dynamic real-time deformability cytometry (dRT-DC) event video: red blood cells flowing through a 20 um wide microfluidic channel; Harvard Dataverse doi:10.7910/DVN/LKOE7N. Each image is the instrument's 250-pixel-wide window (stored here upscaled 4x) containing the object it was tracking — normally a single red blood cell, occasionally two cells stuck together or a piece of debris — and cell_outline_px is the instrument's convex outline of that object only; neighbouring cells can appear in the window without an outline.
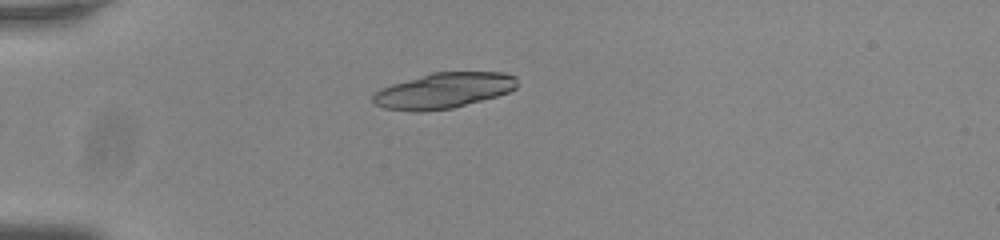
{"species": "common noctule bat (a hibernating species)", "species_latin": "Nyctalus noctula", "temperature_condition": "room temperature", "stored_images_in_passage": 30, "camera_frame_rate_fps": 3000, "um_per_image_px": 0.085, "animal": {"sex": "male", "body_mass_g": 20.0, "forearm_length_mm": 53.3}, "frame": {"image": 1, "passage_image": 1, "time_ms": 0.0, "image_size_px": [1000, 240], "cell_outline_px": [[516, 88], [508, 92], [496, 96], [452, 108], [420, 112], [412, 112], [384, 108], [376, 104], [372, 100], [372, 96], [380, 88], [392, 84], [432, 72], [504, 72], [516, 76]], "centroid_in_image_um": [37.69, 7.7], "position_along_channel_um": 47.3, "area_um2": 29.82}}